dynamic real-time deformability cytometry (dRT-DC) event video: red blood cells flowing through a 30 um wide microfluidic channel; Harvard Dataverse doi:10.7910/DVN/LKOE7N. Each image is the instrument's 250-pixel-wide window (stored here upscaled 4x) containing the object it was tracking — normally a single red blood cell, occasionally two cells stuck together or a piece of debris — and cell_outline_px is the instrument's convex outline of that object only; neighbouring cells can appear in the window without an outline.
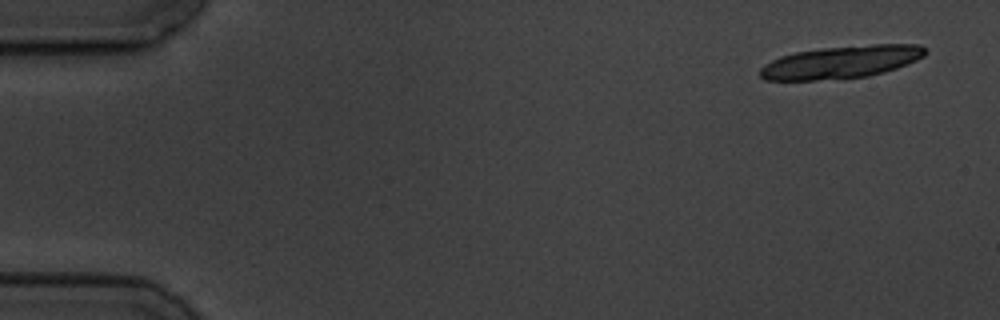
{"species": "common noctule bat (a hibernating species)", "species_latin": "Nyctalus noctula", "temperature_condition": "cold", "stored_images_in_passage": 6, "camera_frame_rate_fps": 3000, "um_per_image_px": 0.085, "animal": {"sex": "male", "body_mass_g": 19.5, "forearm_length_mm": 54.6}, "frame": {"image": 1, "passage_image": 1, "time_ms": 0.0, "image_size_px": [1000, 320], "cell_outline_px": [[928, 52], [924, 56], [916, 60], [896, 68], [884, 72], [868, 76], [816, 80], [764, 80], [760, 76], [760, 68], [764, 64], [780, 56], [796, 52], [824, 48], [872, 44], [920, 44]], "centroid_in_image_um": [71.5, 5.27], "position_along_channel_um": 13.5, "area_um2": 31.21}}